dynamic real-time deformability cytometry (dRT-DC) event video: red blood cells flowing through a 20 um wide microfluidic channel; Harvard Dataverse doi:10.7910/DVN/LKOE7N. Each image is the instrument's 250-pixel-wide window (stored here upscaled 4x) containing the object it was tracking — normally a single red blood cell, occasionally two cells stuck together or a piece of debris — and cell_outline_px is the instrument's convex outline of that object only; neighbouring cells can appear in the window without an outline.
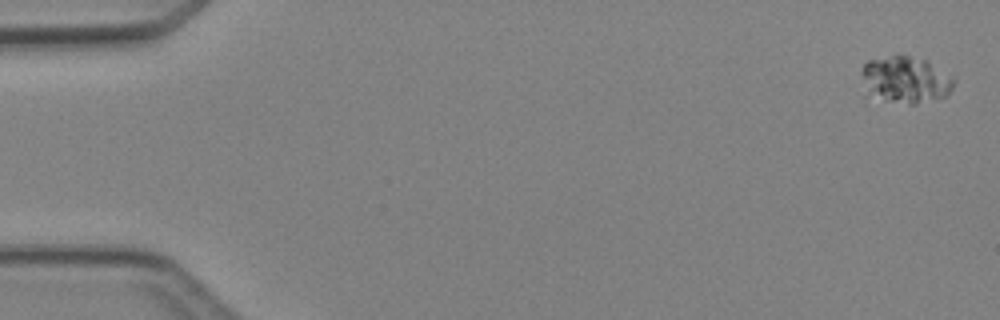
{"species": "Egyptian fruit bat (a non-hibernating species)", "species_latin": "Rousettus aegyptiacus", "temperature_condition": "cold", "stored_images_in_passage": 4, "camera_frame_rate_fps": 3000, "um_per_image_px": 0.085, "animal": {"sex": "female"}, "frame": {"image": 1, "passage_image": 1, "time_ms": 0.0, "image_size_px": [1000, 320], "cell_outline_px": [[956, 80], [952, 88], [944, 96], [916, 104], [908, 104], [884, 100], [864, 96], [860, 72], [864, 64], [868, 60], [892, 56], [908, 56], [928, 60]], "centroid_in_image_um": [76.88, 6.79], "position_along_channel_um": 8.1, "area_um2": 25.43}}
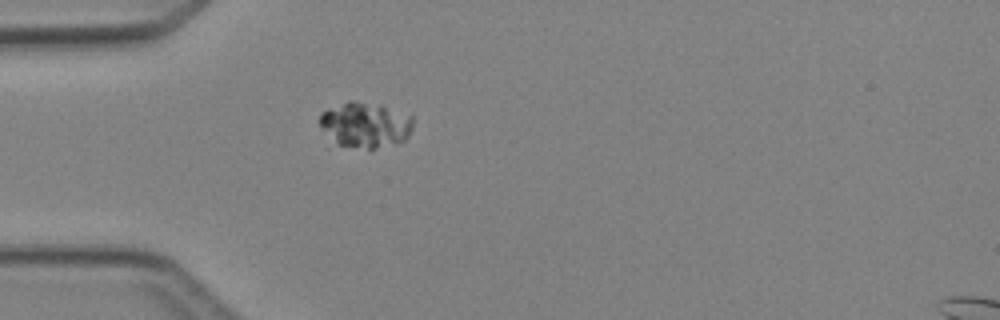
{"frame": {"image": 2, "passage_image": 4, "time_ms": 4.333, "image_size_px": [1000, 320], "cell_outline_px": [[412, 128], [408, 136], [404, 140], [376, 148], [368, 148], [336, 144], [320, 128], [320, 112], [328, 108], [348, 100], [352, 100], [380, 104], [412, 116]], "centroid_in_image_um": [31.02, 10.58], "position_along_channel_um": 54.0, "area_um2": 24.62}}